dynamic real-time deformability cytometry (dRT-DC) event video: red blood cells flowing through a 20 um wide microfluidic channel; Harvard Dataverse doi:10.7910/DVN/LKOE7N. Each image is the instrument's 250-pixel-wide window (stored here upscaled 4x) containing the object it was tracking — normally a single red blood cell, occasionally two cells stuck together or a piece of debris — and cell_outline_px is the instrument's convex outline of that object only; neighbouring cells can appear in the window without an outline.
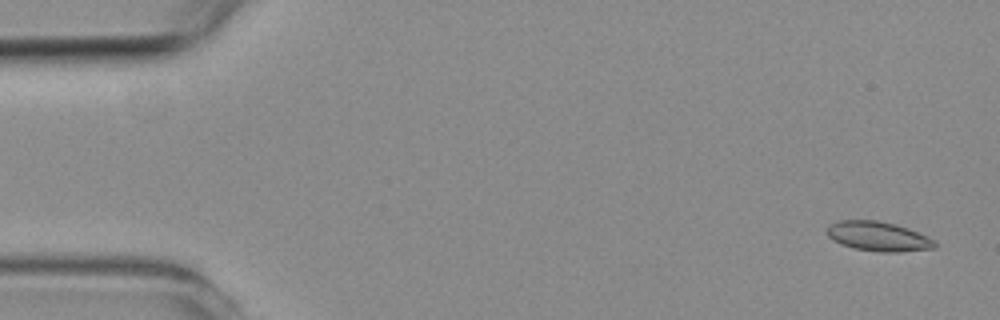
{"species": "common noctule bat (a hibernating species)", "species_latin": "Nyctalus noctula", "temperature_condition": "room temperature", "stored_images_in_passage": 4, "camera_frame_rate_fps": 3000, "um_per_image_px": 0.085, "animal": {"sex": "female", "body_mass_g": 19.3, "forearm_length_mm": 54.1}, "frame": {"image": 1, "passage_image": 1, "time_ms": 0.0, "image_size_px": [1000, 320], "cell_outline_px": [[936, 248], [900, 252], [880, 252], [856, 248], [840, 244], [832, 240], [828, 236], [828, 224], [840, 220], [876, 220], [896, 224], [908, 228], [936, 240]], "centroid_in_image_um": [74.67, 20.09], "position_along_channel_um": 10.3, "area_um2": 18.61}}
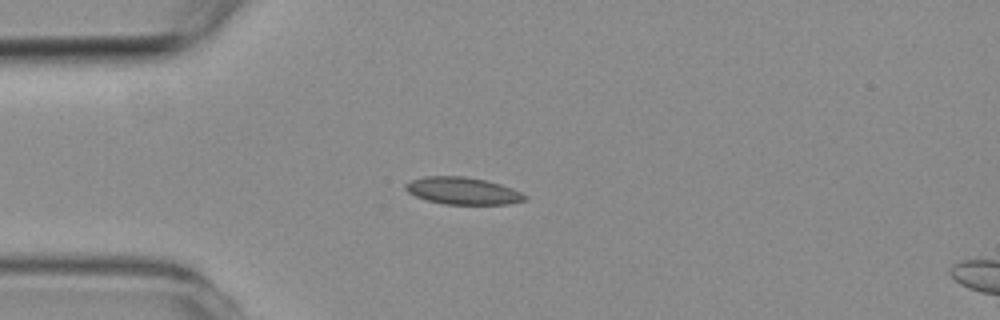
{"frame": {"image": 2, "passage_image": 4, "time_ms": 3.667, "image_size_px": [1000, 320], "cell_outline_px": [[528, 200], [508, 204], [444, 204], [428, 200], [416, 196], [408, 192], [404, 188], [404, 184], [412, 180], [424, 176], [464, 176], [484, 180], [500, 184], [512, 188], [528, 196]], "centroid_in_image_um": [39.35, 16.22], "position_along_channel_um": 45.7, "area_um2": 18.84}}